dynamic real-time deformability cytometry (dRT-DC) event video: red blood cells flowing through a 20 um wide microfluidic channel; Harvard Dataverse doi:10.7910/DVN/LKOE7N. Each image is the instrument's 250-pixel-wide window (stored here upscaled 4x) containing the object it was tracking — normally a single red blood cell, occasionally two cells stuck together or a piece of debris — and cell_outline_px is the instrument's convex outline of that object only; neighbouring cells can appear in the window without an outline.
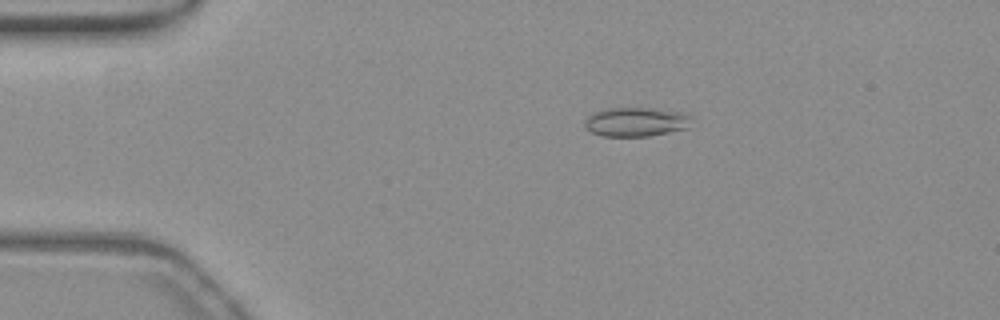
{"species": "common noctule bat (a hibernating species)", "species_latin": "Nyctalus noctula", "temperature_condition": "warm", "stored_images_in_passage": 55, "camera_frame_rate_fps": 3000, "um_per_image_px": 0.085, "animal": {"sex": "female", "body_mass_g": 19.3, "forearm_length_mm": 54.1}, "frame": {"image": 1, "passage_image": 11, "time_ms": 3.333, "image_size_px": [1000, 320], "cell_outline_px": [[692, 116], [688, 128], [648, 136], [600, 136], [584, 128], [584, 120], [592, 112], [608, 108], [644, 108], [676, 112]], "centroid_in_image_um": [53.98, 10.37], "position_along_channel_um": 31.0, "area_um2": 17.98}}
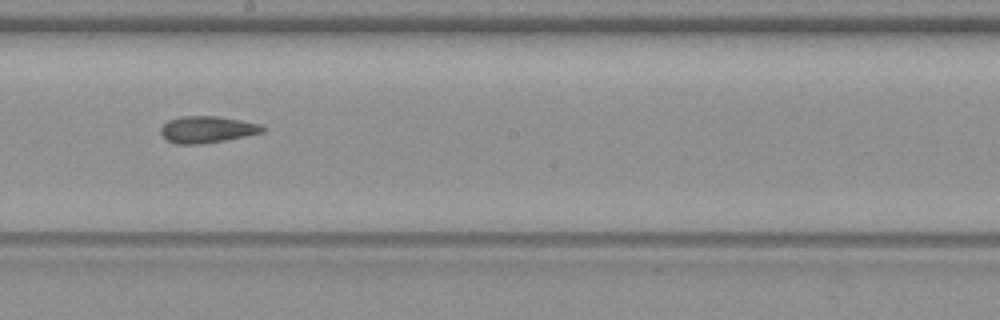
{"frame": {"image": 2, "passage_image": 31, "time_ms": 10.0, "image_size_px": [1000, 320], "cell_outline_px": [[264, 132], [204, 144], [176, 144], [168, 140], [160, 132], [160, 128], [168, 120], [180, 116], [220, 116], [260, 124], [264, 128]], "centroid_in_image_um": [17.58, 11.0], "position_along_channel_um": 230.6, "area_um2": 15.78}}
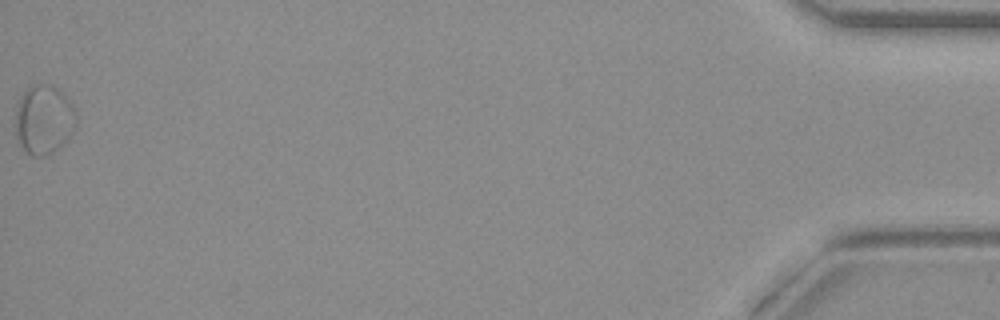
{"frame": {"image": 3, "passage_image": 55, "time_ms": 18.0, "image_size_px": [1000, 320], "cell_outline_px": [[76, 124], [72, 132], [48, 156], [32, 156], [24, 148], [16, 132], [16, 100], [32, 84], [52, 84], [68, 100], [76, 112]], "centroid_in_image_um": [3.71, 10.13], "position_along_channel_um": 431.5, "area_um2": 24.04}, "authors_computed_cell_mechanics": {"area_um2": 16.762, "velocity_mm_per_s": 3.8158, "shape_relaxation_time_tau1_ms": null, "shape_relaxation_time_tau2_ms": 2.8083, "deformation_change_tau1": null, "deformation_change_tau2": 0.0934}}